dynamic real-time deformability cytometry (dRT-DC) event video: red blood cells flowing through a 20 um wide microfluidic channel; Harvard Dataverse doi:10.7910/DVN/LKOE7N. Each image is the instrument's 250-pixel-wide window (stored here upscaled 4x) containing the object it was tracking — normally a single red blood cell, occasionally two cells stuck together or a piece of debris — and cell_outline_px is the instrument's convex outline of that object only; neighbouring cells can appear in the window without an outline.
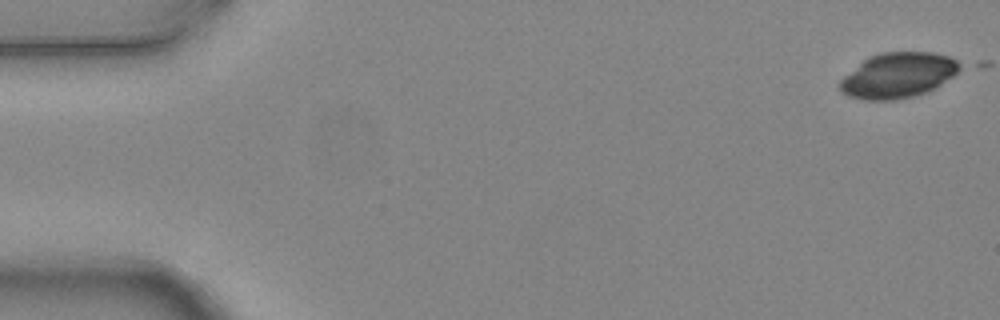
{"species": "common noctule bat (a hibernating species)", "species_latin": "Nyctalus noctula", "temperature_condition": "warm", "stored_images_in_passage": 6, "segment_of_instrument_passage": [2, 2], "camera_frame_rate_fps": 3000, "um_per_image_px": 0.085, "animal": {"sex": "female", "body_mass_g": 24.6, "forearm_length_mm": 56.2}, "frame": {"image": 1, "passage_image": 6, "time_ms": 1.667, "image_size_px": [1000, 320], "cell_outline_px": [[964, 68], [940, 84], [924, 92], [912, 96], [892, 100], [864, 100], [848, 96], [840, 92], [840, 80], [844, 76], [864, 60], [880, 52], [932, 52], [948, 56], [964, 64]], "centroid_in_image_um": [76.34, 6.39], "position_along_channel_um": 8.7, "area_um2": 31.39}}